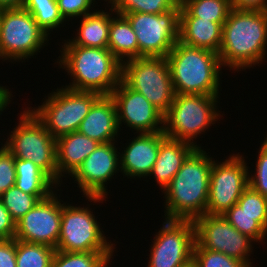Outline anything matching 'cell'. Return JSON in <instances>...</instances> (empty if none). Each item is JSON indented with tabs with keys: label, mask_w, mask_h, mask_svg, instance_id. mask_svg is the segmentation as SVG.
<instances>
[{
	"label": "cell",
	"mask_w": 267,
	"mask_h": 267,
	"mask_svg": "<svg viewBox=\"0 0 267 267\" xmlns=\"http://www.w3.org/2000/svg\"><path fill=\"white\" fill-rule=\"evenodd\" d=\"M196 149L193 145L166 138L161 144L149 177H153L163 191L182 167L183 162Z\"/></svg>",
	"instance_id": "22"
},
{
	"label": "cell",
	"mask_w": 267,
	"mask_h": 267,
	"mask_svg": "<svg viewBox=\"0 0 267 267\" xmlns=\"http://www.w3.org/2000/svg\"><path fill=\"white\" fill-rule=\"evenodd\" d=\"M179 0H110L111 8L120 15L125 13L163 14L174 9Z\"/></svg>",
	"instance_id": "31"
},
{
	"label": "cell",
	"mask_w": 267,
	"mask_h": 267,
	"mask_svg": "<svg viewBox=\"0 0 267 267\" xmlns=\"http://www.w3.org/2000/svg\"><path fill=\"white\" fill-rule=\"evenodd\" d=\"M80 19L76 36L69 39L76 46H85L92 48H108L109 27L112 16L117 13L109 8L106 10H95Z\"/></svg>",
	"instance_id": "23"
},
{
	"label": "cell",
	"mask_w": 267,
	"mask_h": 267,
	"mask_svg": "<svg viewBox=\"0 0 267 267\" xmlns=\"http://www.w3.org/2000/svg\"><path fill=\"white\" fill-rule=\"evenodd\" d=\"M231 7L237 10L267 11V0H231Z\"/></svg>",
	"instance_id": "40"
},
{
	"label": "cell",
	"mask_w": 267,
	"mask_h": 267,
	"mask_svg": "<svg viewBox=\"0 0 267 267\" xmlns=\"http://www.w3.org/2000/svg\"><path fill=\"white\" fill-rule=\"evenodd\" d=\"M10 88L7 89V87L5 86H1L0 84V115L3 114L2 112H4V110L9 106V104L11 103V96L12 92L11 90L9 91Z\"/></svg>",
	"instance_id": "41"
},
{
	"label": "cell",
	"mask_w": 267,
	"mask_h": 267,
	"mask_svg": "<svg viewBox=\"0 0 267 267\" xmlns=\"http://www.w3.org/2000/svg\"><path fill=\"white\" fill-rule=\"evenodd\" d=\"M95 1L96 0H57V5L60 14L67 22L69 19L73 20L75 18L76 20L79 17L82 18L83 16L94 12L91 8L96 6L94 3Z\"/></svg>",
	"instance_id": "37"
},
{
	"label": "cell",
	"mask_w": 267,
	"mask_h": 267,
	"mask_svg": "<svg viewBox=\"0 0 267 267\" xmlns=\"http://www.w3.org/2000/svg\"><path fill=\"white\" fill-rule=\"evenodd\" d=\"M213 158L196 148L162 191L165 219L194 221L205 214L208 203Z\"/></svg>",
	"instance_id": "2"
},
{
	"label": "cell",
	"mask_w": 267,
	"mask_h": 267,
	"mask_svg": "<svg viewBox=\"0 0 267 267\" xmlns=\"http://www.w3.org/2000/svg\"><path fill=\"white\" fill-rule=\"evenodd\" d=\"M16 222L0 200V239L15 238Z\"/></svg>",
	"instance_id": "39"
},
{
	"label": "cell",
	"mask_w": 267,
	"mask_h": 267,
	"mask_svg": "<svg viewBox=\"0 0 267 267\" xmlns=\"http://www.w3.org/2000/svg\"><path fill=\"white\" fill-rule=\"evenodd\" d=\"M78 131L100 144L117 142L115 139L121 133L115 102L110 95H101L94 102Z\"/></svg>",
	"instance_id": "19"
},
{
	"label": "cell",
	"mask_w": 267,
	"mask_h": 267,
	"mask_svg": "<svg viewBox=\"0 0 267 267\" xmlns=\"http://www.w3.org/2000/svg\"><path fill=\"white\" fill-rule=\"evenodd\" d=\"M121 80L164 114L175 91L166 57H139L121 64Z\"/></svg>",
	"instance_id": "9"
},
{
	"label": "cell",
	"mask_w": 267,
	"mask_h": 267,
	"mask_svg": "<svg viewBox=\"0 0 267 267\" xmlns=\"http://www.w3.org/2000/svg\"><path fill=\"white\" fill-rule=\"evenodd\" d=\"M180 3L194 16L221 26L232 9L231 0H181Z\"/></svg>",
	"instance_id": "29"
},
{
	"label": "cell",
	"mask_w": 267,
	"mask_h": 267,
	"mask_svg": "<svg viewBox=\"0 0 267 267\" xmlns=\"http://www.w3.org/2000/svg\"><path fill=\"white\" fill-rule=\"evenodd\" d=\"M263 143L267 146V135H266V138L264 139Z\"/></svg>",
	"instance_id": "44"
},
{
	"label": "cell",
	"mask_w": 267,
	"mask_h": 267,
	"mask_svg": "<svg viewBox=\"0 0 267 267\" xmlns=\"http://www.w3.org/2000/svg\"><path fill=\"white\" fill-rule=\"evenodd\" d=\"M110 96L115 102L120 132L122 122L137 134L163 130V114L141 93L128 87L122 80Z\"/></svg>",
	"instance_id": "17"
},
{
	"label": "cell",
	"mask_w": 267,
	"mask_h": 267,
	"mask_svg": "<svg viewBox=\"0 0 267 267\" xmlns=\"http://www.w3.org/2000/svg\"><path fill=\"white\" fill-rule=\"evenodd\" d=\"M258 150V157L254 175L249 172L248 184L256 192L267 197V146L262 142ZM251 174V175H250Z\"/></svg>",
	"instance_id": "35"
},
{
	"label": "cell",
	"mask_w": 267,
	"mask_h": 267,
	"mask_svg": "<svg viewBox=\"0 0 267 267\" xmlns=\"http://www.w3.org/2000/svg\"><path fill=\"white\" fill-rule=\"evenodd\" d=\"M223 160L218 162L213 159L205 214L223 215L238 202L243 191L249 186L248 175L251 169L247 166L243 154L233 153Z\"/></svg>",
	"instance_id": "12"
},
{
	"label": "cell",
	"mask_w": 267,
	"mask_h": 267,
	"mask_svg": "<svg viewBox=\"0 0 267 267\" xmlns=\"http://www.w3.org/2000/svg\"><path fill=\"white\" fill-rule=\"evenodd\" d=\"M237 204L249 215H259V224L267 231V197L248 186Z\"/></svg>",
	"instance_id": "34"
},
{
	"label": "cell",
	"mask_w": 267,
	"mask_h": 267,
	"mask_svg": "<svg viewBox=\"0 0 267 267\" xmlns=\"http://www.w3.org/2000/svg\"><path fill=\"white\" fill-rule=\"evenodd\" d=\"M59 189L40 200L16 222L15 239L56 249L60 237L62 206ZM63 202V203H62Z\"/></svg>",
	"instance_id": "16"
},
{
	"label": "cell",
	"mask_w": 267,
	"mask_h": 267,
	"mask_svg": "<svg viewBox=\"0 0 267 267\" xmlns=\"http://www.w3.org/2000/svg\"><path fill=\"white\" fill-rule=\"evenodd\" d=\"M218 99L219 96L176 94L172 105L163 114L162 132L167 138L202 148L197 145V136L223 117L217 108Z\"/></svg>",
	"instance_id": "5"
},
{
	"label": "cell",
	"mask_w": 267,
	"mask_h": 267,
	"mask_svg": "<svg viewBox=\"0 0 267 267\" xmlns=\"http://www.w3.org/2000/svg\"><path fill=\"white\" fill-rule=\"evenodd\" d=\"M223 217L241 234L256 242H265L267 231L259 224V215H249L237 203L227 210Z\"/></svg>",
	"instance_id": "30"
},
{
	"label": "cell",
	"mask_w": 267,
	"mask_h": 267,
	"mask_svg": "<svg viewBox=\"0 0 267 267\" xmlns=\"http://www.w3.org/2000/svg\"><path fill=\"white\" fill-rule=\"evenodd\" d=\"M167 138L162 132L138 133L120 153V170L127 178H148L160 149Z\"/></svg>",
	"instance_id": "18"
},
{
	"label": "cell",
	"mask_w": 267,
	"mask_h": 267,
	"mask_svg": "<svg viewBox=\"0 0 267 267\" xmlns=\"http://www.w3.org/2000/svg\"><path fill=\"white\" fill-rule=\"evenodd\" d=\"M15 185L23 192L36 195L40 200L53 193L58 185L36 164L28 159L15 158Z\"/></svg>",
	"instance_id": "24"
},
{
	"label": "cell",
	"mask_w": 267,
	"mask_h": 267,
	"mask_svg": "<svg viewBox=\"0 0 267 267\" xmlns=\"http://www.w3.org/2000/svg\"><path fill=\"white\" fill-rule=\"evenodd\" d=\"M108 49L122 64L138 58V41L129 21L120 14L111 19Z\"/></svg>",
	"instance_id": "25"
},
{
	"label": "cell",
	"mask_w": 267,
	"mask_h": 267,
	"mask_svg": "<svg viewBox=\"0 0 267 267\" xmlns=\"http://www.w3.org/2000/svg\"><path fill=\"white\" fill-rule=\"evenodd\" d=\"M195 241L201 248L221 252L231 258L252 266L250 255L253 244L249 236L241 234L223 215L204 214L194 221Z\"/></svg>",
	"instance_id": "13"
},
{
	"label": "cell",
	"mask_w": 267,
	"mask_h": 267,
	"mask_svg": "<svg viewBox=\"0 0 267 267\" xmlns=\"http://www.w3.org/2000/svg\"><path fill=\"white\" fill-rule=\"evenodd\" d=\"M25 0H0V9L4 8H21Z\"/></svg>",
	"instance_id": "42"
},
{
	"label": "cell",
	"mask_w": 267,
	"mask_h": 267,
	"mask_svg": "<svg viewBox=\"0 0 267 267\" xmlns=\"http://www.w3.org/2000/svg\"><path fill=\"white\" fill-rule=\"evenodd\" d=\"M0 200L15 222L21 219L40 201L36 195L27 194L18 189L16 185L6 190L0 196Z\"/></svg>",
	"instance_id": "32"
},
{
	"label": "cell",
	"mask_w": 267,
	"mask_h": 267,
	"mask_svg": "<svg viewBox=\"0 0 267 267\" xmlns=\"http://www.w3.org/2000/svg\"><path fill=\"white\" fill-rule=\"evenodd\" d=\"M56 64L71 76L66 87L110 95L121 80V63L108 48L76 46L64 40Z\"/></svg>",
	"instance_id": "3"
},
{
	"label": "cell",
	"mask_w": 267,
	"mask_h": 267,
	"mask_svg": "<svg viewBox=\"0 0 267 267\" xmlns=\"http://www.w3.org/2000/svg\"><path fill=\"white\" fill-rule=\"evenodd\" d=\"M19 114L3 145L15 158L32 161L58 185L56 139L29 107Z\"/></svg>",
	"instance_id": "6"
},
{
	"label": "cell",
	"mask_w": 267,
	"mask_h": 267,
	"mask_svg": "<svg viewBox=\"0 0 267 267\" xmlns=\"http://www.w3.org/2000/svg\"><path fill=\"white\" fill-rule=\"evenodd\" d=\"M30 12L21 8L0 11V59L8 62L29 60L49 41ZM29 58V59H28Z\"/></svg>",
	"instance_id": "8"
},
{
	"label": "cell",
	"mask_w": 267,
	"mask_h": 267,
	"mask_svg": "<svg viewBox=\"0 0 267 267\" xmlns=\"http://www.w3.org/2000/svg\"><path fill=\"white\" fill-rule=\"evenodd\" d=\"M153 240L147 267H182L193 260V221L165 219Z\"/></svg>",
	"instance_id": "14"
},
{
	"label": "cell",
	"mask_w": 267,
	"mask_h": 267,
	"mask_svg": "<svg viewBox=\"0 0 267 267\" xmlns=\"http://www.w3.org/2000/svg\"><path fill=\"white\" fill-rule=\"evenodd\" d=\"M60 88L43 98L44 102L38 107L29 108L55 139L78 131L90 108L101 96L66 86Z\"/></svg>",
	"instance_id": "7"
},
{
	"label": "cell",
	"mask_w": 267,
	"mask_h": 267,
	"mask_svg": "<svg viewBox=\"0 0 267 267\" xmlns=\"http://www.w3.org/2000/svg\"><path fill=\"white\" fill-rule=\"evenodd\" d=\"M62 206L60 237L56 250L62 252L115 251V243L105 236L90 205ZM90 208V209H89Z\"/></svg>",
	"instance_id": "10"
},
{
	"label": "cell",
	"mask_w": 267,
	"mask_h": 267,
	"mask_svg": "<svg viewBox=\"0 0 267 267\" xmlns=\"http://www.w3.org/2000/svg\"><path fill=\"white\" fill-rule=\"evenodd\" d=\"M175 94L220 96L222 65L218 53L179 40L166 56Z\"/></svg>",
	"instance_id": "4"
},
{
	"label": "cell",
	"mask_w": 267,
	"mask_h": 267,
	"mask_svg": "<svg viewBox=\"0 0 267 267\" xmlns=\"http://www.w3.org/2000/svg\"><path fill=\"white\" fill-rule=\"evenodd\" d=\"M114 251L62 252L56 250L51 267H109Z\"/></svg>",
	"instance_id": "26"
},
{
	"label": "cell",
	"mask_w": 267,
	"mask_h": 267,
	"mask_svg": "<svg viewBox=\"0 0 267 267\" xmlns=\"http://www.w3.org/2000/svg\"><path fill=\"white\" fill-rule=\"evenodd\" d=\"M182 267H196L194 264V261L192 260L191 262H189L188 264L182 266Z\"/></svg>",
	"instance_id": "43"
},
{
	"label": "cell",
	"mask_w": 267,
	"mask_h": 267,
	"mask_svg": "<svg viewBox=\"0 0 267 267\" xmlns=\"http://www.w3.org/2000/svg\"><path fill=\"white\" fill-rule=\"evenodd\" d=\"M15 182V157L2 145L0 147V196L14 186Z\"/></svg>",
	"instance_id": "36"
},
{
	"label": "cell",
	"mask_w": 267,
	"mask_h": 267,
	"mask_svg": "<svg viewBox=\"0 0 267 267\" xmlns=\"http://www.w3.org/2000/svg\"><path fill=\"white\" fill-rule=\"evenodd\" d=\"M23 8L30 12L39 27L49 36L66 21L60 14L57 0H25ZM63 25V26H61Z\"/></svg>",
	"instance_id": "27"
},
{
	"label": "cell",
	"mask_w": 267,
	"mask_h": 267,
	"mask_svg": "<svg viewBox=\"0 0 267 267\" xmlns=\"http://www.w3.org/2000/svg\"><path fill=\"white\" fill-rule=\"evenodd\" d=\"M99 144L79 131L56 139L58 186L61 187L62 178L67 177L64 174L71 176Z\"/></svg>",
	"instance_id": "21"
},
{
	"label": "cell",
	"mask_w": 267,
	"mask_h": 267,
	"mask_svg": "<svg viewBox=\"0 0 267 267\" xmlns=\"http://www.w3.org/2000/svg\"><path fill=\"white\" fill-rule=\"evenodd\" d=\"M0 267H16V239H0Z\"/></svg>",
	"instance_id": "38"
},
{
	"label": "cell",
	"mask_w": 267,
	"mask_h": 267,
	"mask_svg": "<svg viewBox=\"0 0 267 267\" xmlns=\"http://www.w3.org/2000/svg\"><path fill=\"white\" fill-rule=\"evenodd\" d=\"M267 11L232 8L222 26L219 57L222 67L241 71L267 58Z\"/></svg>",
	"instance_id": "1"
},
{
	"label": "cell",
	"mask_w": 267,
	"mask_h": 267,
	"mask_svg": "<svg viewBox=\"0 0 267 267\" xmlns=\"http://www.w3.org/2000/svg\"><path fill=\"white\" fill-rule=\"evenodd\" d=\"M138 41L139 57H166L179 40L180 3L163 14L125 13Z\"/></svg>",
	"instance_id": "11"
},
{
	"label": "cell",
	"mask_w": 267,
	"mask_h": 267,
	"mask_svg": "<svg viewBox=\"0 0 267 267\" xmlns=\"http://www.w3.org/2000/svg\"><path fill=\"white\" fill-rule=\"evenodd\" d=\"M56 249L16 240V267H51Z\"/></svg>",
	"instance_id": "28"
},
{
	"label": "cell",
	"mask_w": 267,
	"mask_h": 267,
	"mask_svg": "<svg viewBox=\"0 0 267 267\" xmlns=\"http://www.w3.org/2000/svg\"><path fill=\"white\" fill-rule=\"evenodd\" d=\"M115 142L99 144L71 175L89 202L102 203L107 197V181L120 170V152Z\"/></svg>",
	"instance_id": "15"
},
{
	"label": "cell",
	"mask_w": 267,
	"mask_h": 267,
	"mask_svg": "<svg viewBox=\"0 0 267 267\" xmlns=\"http://www.w3.org/2000/svg\"><path fill=\"white\" fill-rule=\"evenodd\" d=\"M193 261L196 267H247L243 262L221 252L201 248L195 243Z\"/></svg>",
	"instance_id": "33"
},
{
	"label": "cell",
	"mask_w": 267,
	"mask_h": 267,
	"mask_svg": "<svg viewBox=\"0 0 267 267\" xmlns=\"http://www.w3.org/2000/svg\"><path fill=\"white\" fill-rule=\"evenodd\" d=\"M179 41L188 46L219 53L222 26L210 20L194 17L180 3Z\"/></svg>",
	"instance_id": "20"
}]
</instances>
